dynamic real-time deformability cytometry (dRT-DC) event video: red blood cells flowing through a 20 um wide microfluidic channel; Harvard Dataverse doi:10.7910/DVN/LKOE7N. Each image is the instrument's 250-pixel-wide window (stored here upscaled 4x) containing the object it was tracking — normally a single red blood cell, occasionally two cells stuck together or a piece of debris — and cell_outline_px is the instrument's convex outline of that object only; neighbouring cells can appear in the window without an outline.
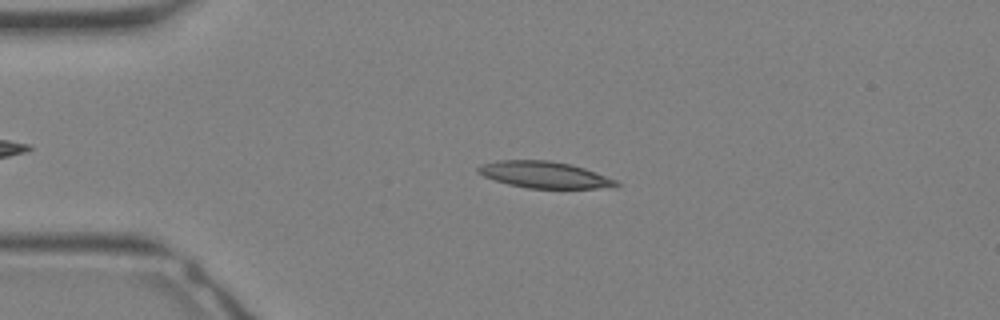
{"species": "Egyptian fruit bat (a non-hibernating species)", "species_latin": "Rousettus aegyptiacus", "temperature_condition": "warm", "stored_images_in_passage": 22, "camera_frame_rate_fps": 3000, "um_per_image_px": 0.085, "animal": {"sex": "female"}, "frame": {"image": 1, "passage_image": 1, "time_ms": 0.0, "image_size_px": [1000, 320], "cell_outline_px": [[620, 184], [612, 188], [528, 188], [508, 184], [484, 176], [476, 172], [476, 168], [480, 164], [496, 160], [548, 160], [572, 164], [584, 168], [616, 180]], "centroid_in_image_um": [46.25, 14.85], "position_along_channel_um": 38.8, "area_um2": 21.39}}
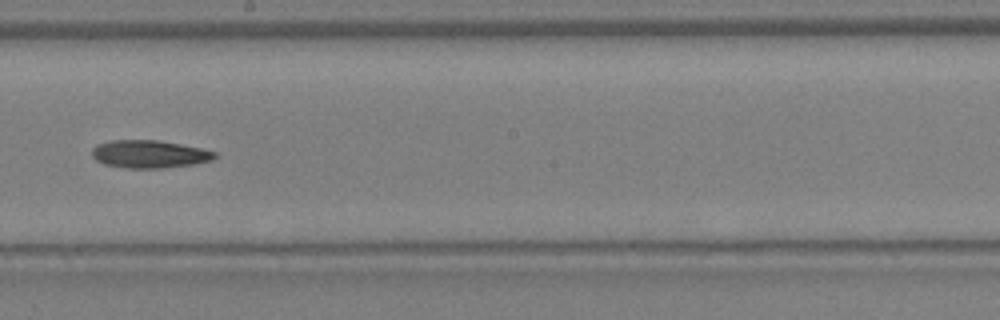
{"frame": {"image": 2, "passage_image": 12, "time_ms": 3.667, "image_size_px": [1000, 320], "cell_outline_px": [[216, 156], [212, 160], [192, 164], [160, 168], [124, 168], [104, 164], [96, 160], [92, 156], [92, 148], [96, 144], [112, 140], [156, 140], [180, 144], [200, 148], [216, 152]], "centroid_in_image_um": [12.65, 13.09], "position_along_channel_um": 235.6, "area_um2": 19.77}}
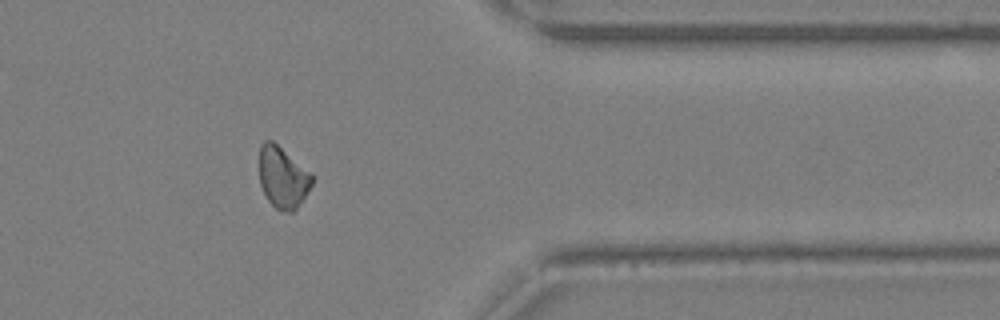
{"frame": {"image": 3, "passage_image": 20, "time_ms": 6.333, "image_size_px": [1000, 320], "cell_outline_px": [[312, 184], [296, 208], [292, 212], [284, 212], [276, 208], [268, 200], [260, 184], [260, 144], [264, 140], [272, 140], [312, 172]], "centroid_in_image_um": [24.03, 15.05], "position_along_channel_um": 387.4, "area_um2": 18.73}}